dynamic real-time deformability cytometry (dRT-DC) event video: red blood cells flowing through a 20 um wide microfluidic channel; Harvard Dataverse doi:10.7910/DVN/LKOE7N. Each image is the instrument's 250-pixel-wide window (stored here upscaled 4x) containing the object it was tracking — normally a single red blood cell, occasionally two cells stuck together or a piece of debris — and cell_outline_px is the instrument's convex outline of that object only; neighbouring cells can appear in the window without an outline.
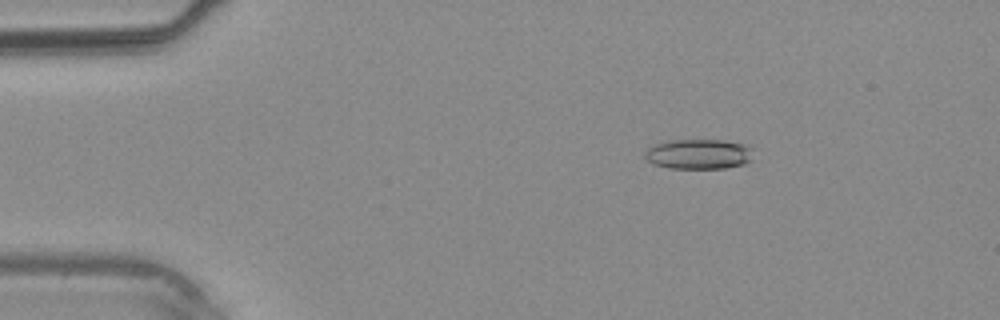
{"species": "common noctule bat (a hibernating species)", "species_latin": "Nyctalus noctula", "temperature_condition": "warm", "stored_images_in_passage": 37, "camera_frame_rate_fps": 3000, "um_per_image_px": 0.085, "animal": {"sex": "male", "body_mass_g": 20.4}, "frame": {"image": 1, "passage_image": 6, "time_ms": 1.667, "image_size_px": [1000, 320], "cell_outline_px": [[752, 160], [744, 164], [724, 168], [672, 168], [656, 164], [648, 160], [644, 156], [644, 152], [648, 148], [656, 144], [668, 140], [724, 140], [744, 144], [752, 148]], "centroid_in_image_um": [59.42, 13.09], "position_along_channel_um": 25.6, "area_um2": 18.9}}
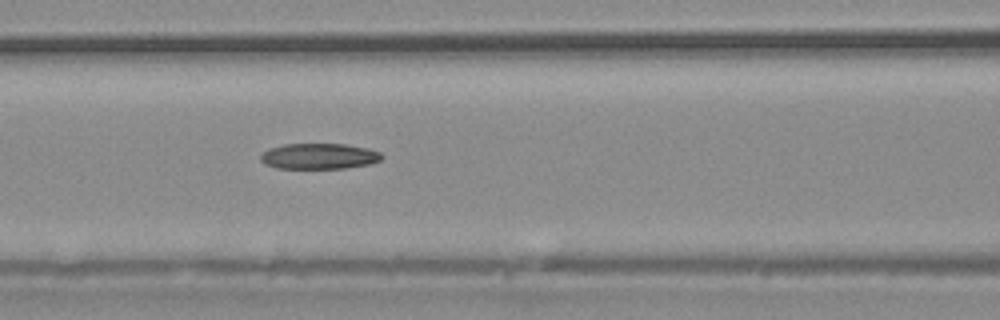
{"frame": {"image": 2, "passage_image": 16, "time_ms": 5.0, "image_size_px": [1000, 320], "cell_outline_px": [[384, 156], [380, 160], [368, 164], [344, 168], [276, 168], [264, 164], [260, 160], [260, 156], [268, 148], [284, 144], [344, 144], [368, 148], [380, 152]], "centroid_in_image_um": [27.1, 13.27], "position_along_channel_um": 139.5, "area_um2": 18.15}}
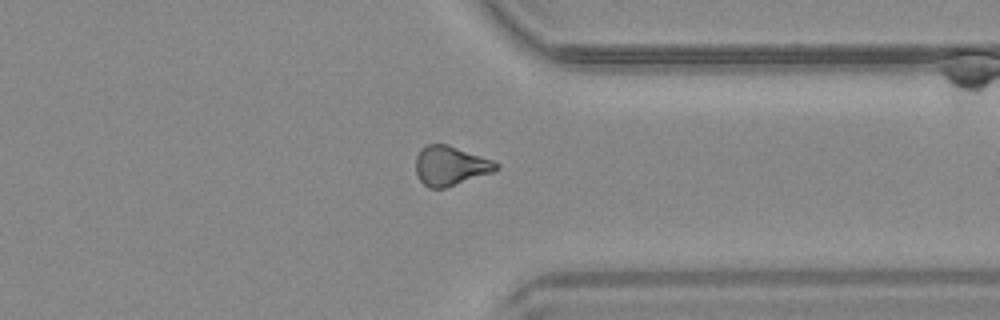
{"frame": {"image": 3, "passage_image": 29, "time_ms": 9.333, "image_size_px": [1000, 320], "cell_outline_px": [[500, 168], [492, 172], [444, 188], [428, 188], [420, 180], [416, 172], [416, 156], [420, 148], [428, 144], [448, 144], [492, 160], [500, 164]], "centroid_in_image_um": [38.27, 14.08], "position_along_channel_um": 373.1, "area_um2": 18.38}}